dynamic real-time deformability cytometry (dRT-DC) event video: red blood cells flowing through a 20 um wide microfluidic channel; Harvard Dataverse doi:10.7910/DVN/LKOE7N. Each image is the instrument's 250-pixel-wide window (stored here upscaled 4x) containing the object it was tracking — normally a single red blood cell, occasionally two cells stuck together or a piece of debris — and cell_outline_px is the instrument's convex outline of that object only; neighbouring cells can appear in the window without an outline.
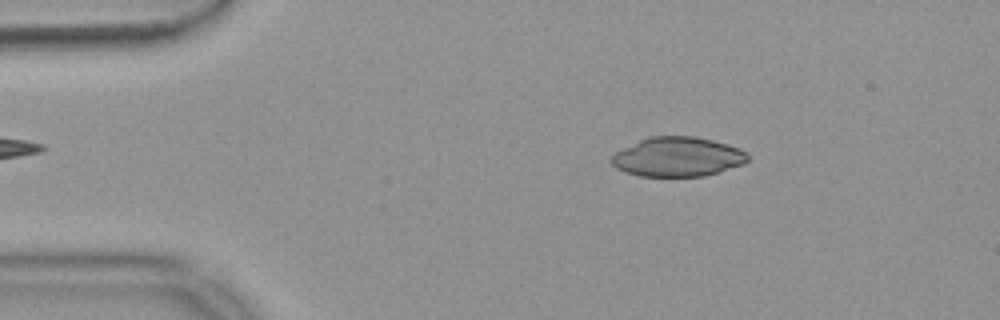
{"species": "common noctule bat (a hibernating species)", "species_latin": "Nyctalus noctula", "temperature_condition": "warm", "stored_images_in_passage": 45, "camera_frame_rate_fps": 3000, "um_per_image_px": 0.085, "animal": {"sex": "female", "body_mass_g": 18.4}, "frame": {"image": 1, "passage_image": 8, "time_ms": 2.333, "image_size_px": [1000, 320], "cell_outline_px": [[748, 160], [744, 164], [720, 172], [704, 176], [640, 176], [624, 172], [616, 168], [608, 160], [616, 152], [648, 136], [696, 136], [728, 144], [740, 148], [748, 152]], "centroid_in_image_um": [57.62, 13.33], "position_along_channel_um": 27.4, "area_um2": 31.56}}
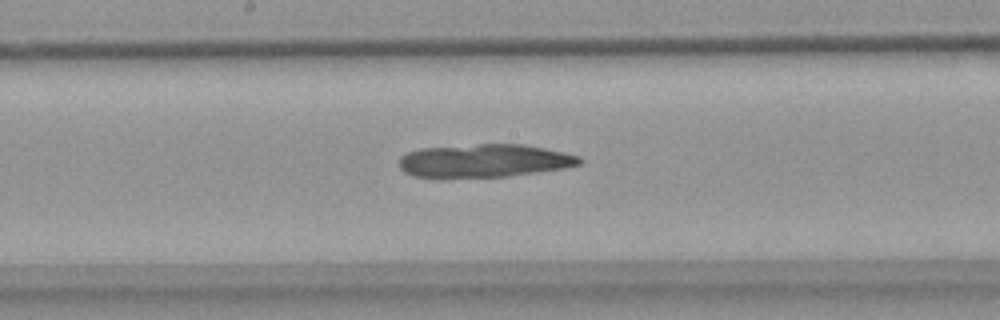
{"frame": {"image": 2, "passage_image": 27, "time_ms": 8.667, "image_size_px": [1000, 320], "cell_outline_px": [[584, 160], [580, 164], [564, 168], [508, 176], [412, 176], [404, 172], [400, 168], [400, 156], [408, 152], [420, 148], [480, 144], [524, 144], [564, 152], [580, 156]], "centroid_in_image_um": [41.2, 13.64], "position_along_channel_um": 207.0, "area_um2": 34.39}}
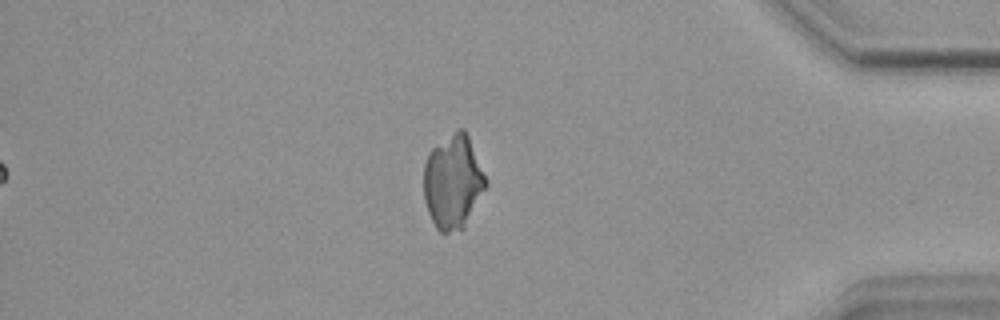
{"frame": {"image": 3, "passage_image": 45, "time_ms": 14.667, "image_size_px": [1000, 320], "cell_outline_px": [[488, 184], [464, 228], [448, 232], [440, 232], [436, 228], [428, 212], [424, 200], [424, 164], [428, 152], [432, 148], [456, 128], [464, 128], [468, 136]], "centroid_in_image_um": [38.49, 15.45], "position_along_channel_um": 396.7, "area_um2": 33.87}}